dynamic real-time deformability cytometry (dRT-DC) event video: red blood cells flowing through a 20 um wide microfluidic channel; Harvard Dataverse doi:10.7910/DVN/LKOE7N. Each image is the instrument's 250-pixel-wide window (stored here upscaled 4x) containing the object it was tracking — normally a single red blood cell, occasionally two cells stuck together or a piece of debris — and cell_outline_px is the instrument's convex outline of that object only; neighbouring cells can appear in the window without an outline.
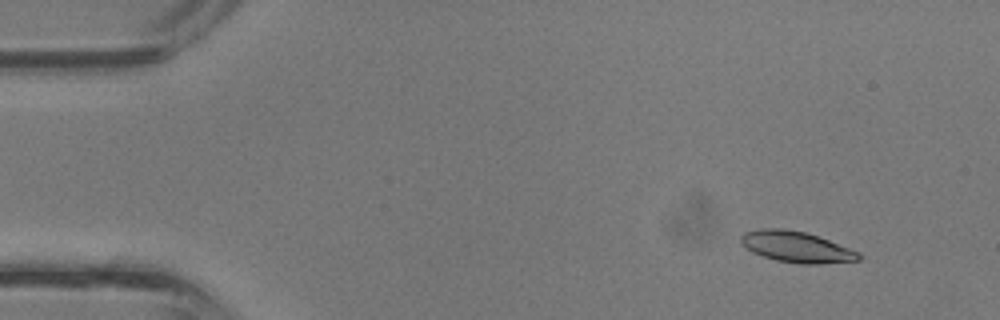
{"species": "common noctule bat (a hibernating species)", "species_latin": "Nyctalus noctula", "temperature_condition": "room temperature", "stored_images_in_passage": 35, "camera_frame_rate_fps": 3000, "um_per_image_px": 0.085, "animal": {"sex": "male", "body_mass_g": 13.3}, "frame": {"image": 1, "passage_image": 1, "time_ms": 0.0, "image_size_px": [1000, 320], "cell_outline_px": [[864, 256], [860, 260], [820, 264], [800, 264], [776, 260], [752, 252], [740, 244], [740, 236], [744, 232], [760, 228], [784, 228], [804, 232], [828, 240], [860, 252]], "centroid_in_image_um": [67.69, 20.99], "position_along_channel_um": 17.3, "area_um2": 21.39}}
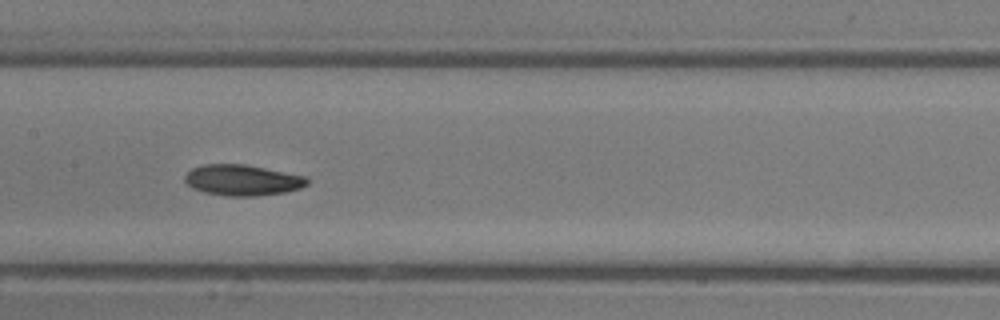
{"frame": {"image": 2, "passage_image": 16, "time_ms": 5.0, "image_size_px": [1000, 320], "cell_outline_px": [[308, 184], [300, 188], [284, 192], [256, 196], [224, 196], [204, 192], [192, 188], [184, 180], [184, 176], [192, 168], [200, 164], [244, 164], [308, 176]], "centroid_in_image_um": [20.6, 15.31], "position_along_channel_um": 186.8, "area_um2": 22.14}}
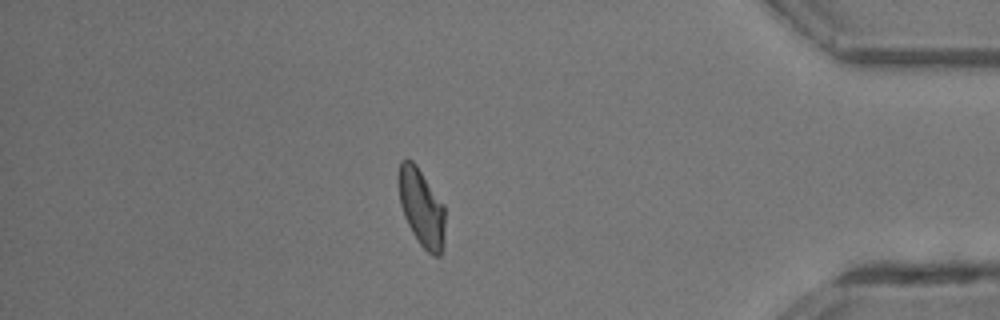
{"frame": {"image": 3, "passage_image": 30, "time_ms": 9.667, "image_size_px": [1000, 320], "cell_outline_px": [[444, 244], [440, 256], [432, 256], [420, 244], [412, 232], [404, 216], [400, 204], [400, 164], [404, 160], [412, 160], [416, 164], [444, 204]], "centroid_in_image_um": [35.87, 17.7], "position_along_channel_um": 399.3, "area_um2": 20.63}}